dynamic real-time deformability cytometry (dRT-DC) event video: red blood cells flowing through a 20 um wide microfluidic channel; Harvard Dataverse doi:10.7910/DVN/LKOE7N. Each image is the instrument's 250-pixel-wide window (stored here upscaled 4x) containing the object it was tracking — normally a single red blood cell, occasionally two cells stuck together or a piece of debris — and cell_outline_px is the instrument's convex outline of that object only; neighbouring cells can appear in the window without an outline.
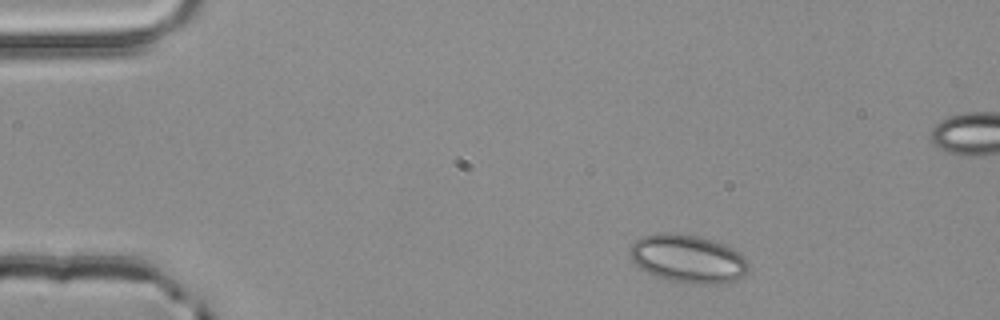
{"species": "common noctule bat (a hibernating species)", "species_latin": "Nyctalus noctula", "temperature_condition": "room temperature", "stored_images_in_passage": 3, "camera_frame_rate_fps": 3000, "um_per_image_px": 0.085, "animal": {"sex": "male", "body_mass_g": 20.4}, "frame": {"image": 1, "passage_image": 1, "time_ms": 0.0, "image_size_px": [1000, 320], "cell_outline_px": [[748, 272], [744, 276], [736, 280], [720, 284], [700, 284], [672, 280], [656, 276], [640, 268], [632, 260], [628, 252], [628, 248], [640, 236], [664, 232], [672, 232], [696, 236], [712, 240], [724, 244], [740, 252], [744, 256], [748, 264]], "centroid_in_image_um": [58.48, 21.98], "position_along_channel_um": 26.5, "area_um2": 33.35}}